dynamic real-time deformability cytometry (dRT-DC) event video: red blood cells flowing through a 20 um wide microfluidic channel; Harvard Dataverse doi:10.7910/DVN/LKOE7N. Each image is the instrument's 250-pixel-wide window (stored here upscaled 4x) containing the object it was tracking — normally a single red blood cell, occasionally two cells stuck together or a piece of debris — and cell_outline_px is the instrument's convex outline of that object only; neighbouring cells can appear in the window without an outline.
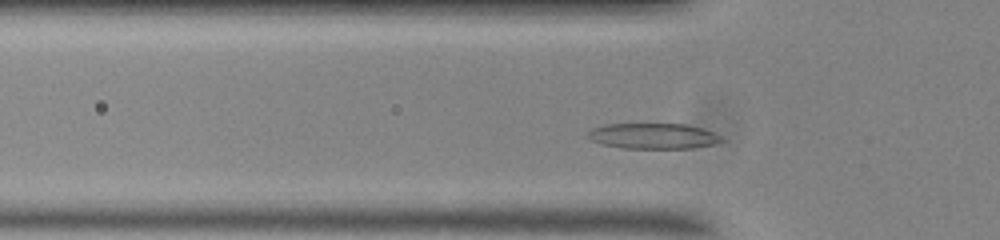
{"species": "common noctule bat (a hibernating species)", "species_latin": "Nyctalus noctula", "temperature_condition": "room temperature", "stored_images_in_passage": 46, "camera_frame_rate_fps": 3000, "um_per_image_px": 0.085, "animal": {"sex": "male", "body_mass_g": 20.0, "forearm_length_mm": 53.3}, "frame": {"image": 1, "passage_image": 8, "time_ms": 2.333, "image_size_px": [1000, 240], "cell_outline_px": [[724, 140], [716, 144], [692, 148], [620, 148], [604, 144], [592, 140], [588, 136], [588, 132], [592, 128], [604, 124], [684, 124], [700, 128], [712, 132], [720, 136]], "centroid_in_image_um": [55.52, 11.56], "position_along_channel_um": 70.3, "area_um2": 19.77}}
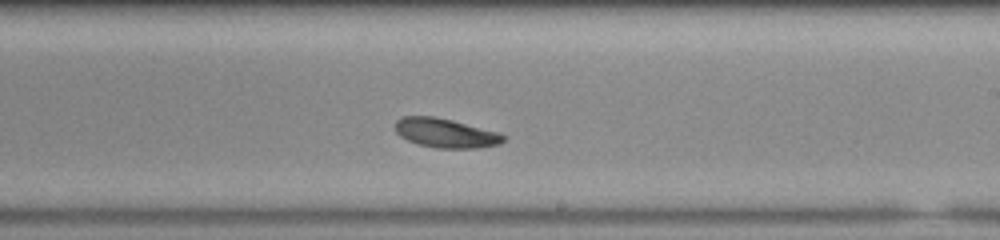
{"frame": {"image": 2, "passage_image": 23, "time_ms": 7.333, "image_size_px": [1000, 240], "cell_outline_px": [[504, 140], [500, 144], [476, 148], [436, 148], [416, 144], [400, 136], [396, 132], [396, 120], [404, 116], [432, 116], [452, 120], [496, 132], [504, 136]], "centroid_in_image_um": [37.83, 11.31], "position_along_channel_um": 251.2, "area_um2": 18.21}}
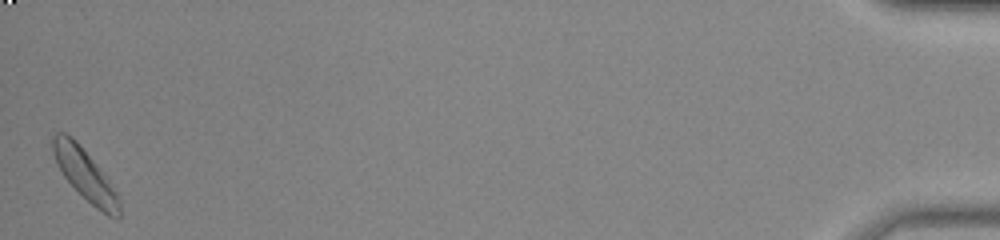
{"frame": {"image": 3, "passage_image": 46, "time_ms": 15.0, "image_size_px": [1000, 240], "cell_outline_px": [[120, 220], [108, 216], [96, 208], [64, 176], [56, 164], [52, 152], [52, 136], [56, 132], [64, 132], [72, 136], [76, 140], [96, 164], [120, 196]], "centroid_in_image_um": [7.23, 14.84], "position_along_channel_um": 428.0, "area_um2": 19.65}, "authors_computed_cell_mechanics": {"area_um2": 18.9873, "velocity_mm_per_s": 3.6146, "shape_relaxation_time_tau1_ms": 3.0197, "shape_relaxation_time_tau2_ms": null, "deformation_change_tau1": 0.1041, "deformation_change_tau2": null}}